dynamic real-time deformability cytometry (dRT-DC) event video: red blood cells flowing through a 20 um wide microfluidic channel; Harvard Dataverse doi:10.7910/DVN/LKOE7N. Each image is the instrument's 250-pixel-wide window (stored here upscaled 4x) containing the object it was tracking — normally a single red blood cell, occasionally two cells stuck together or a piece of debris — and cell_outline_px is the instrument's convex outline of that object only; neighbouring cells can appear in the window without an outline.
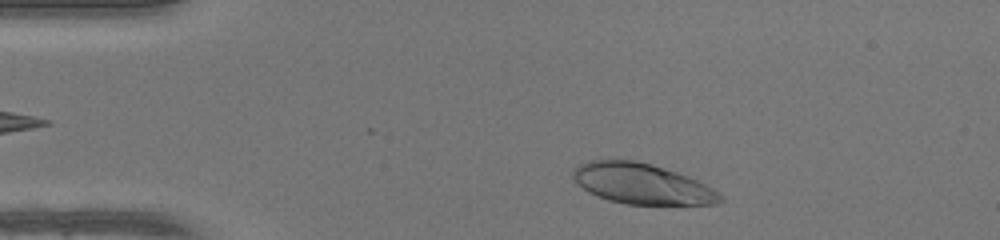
{"species": "human", "species_latin": "Homo sapiens", "temperature_condition": "warm", "stored_images_in_passage": 43, "camera_frame_rate_fps": 3000, "um_per_image_px": 0.085, "donor": {"sex": "female"}, "frame": {"image": 1, "passage_image": 3, "time_ms": 0.667, "image_size_px": [1000, 240], "cell_outline_px": [[724, 200], [716, 204], [628, 204], [608, 200], [588, 192], [576, 184], [572, 176], [572, 172], [580, 164], [588, 160], [636, 160], [652, 164], [688, 176], [712, 188], [724, 196]], "centroid_in_image_um": [54.55, 15.62], "position_along_channel_um": 30.5, "area_um2": 34.68}}
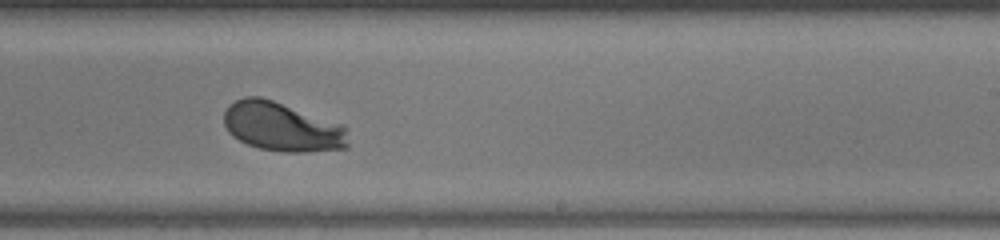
{"frame": {"image": 2, "passage_image": 24, "time_ms": 7.667, "image_size_px": [1000, 240], "cell_outline_px": [[348, 148], [308, 152], [284, 152], [260, 148], [248, 144], [232, 136], [228, 132], [224, 124], [224, 112], [228, 104], [244, 96], [260, 96], [344, 124], [348, 128]], "centroid_in_image_um": [24.0, 10.78], "position_along_channel_um": 265.0, "area_um2": 35.95}}
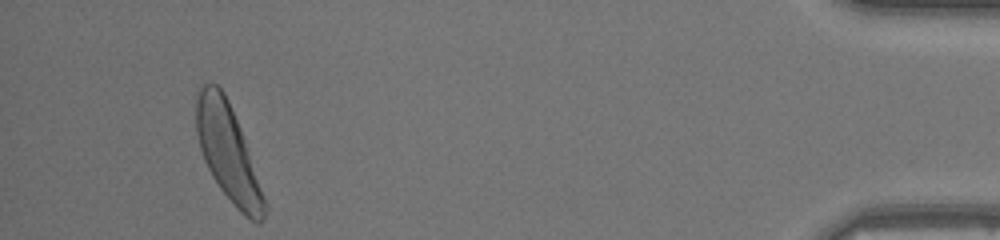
{"frame": {"image": 3, "passage_image": 40, "time_ms": 13.0, "image_size_px": [1000, 240], "cell_outline_px": [[268, 208], [264, 220], [260, 224], [256, 224], [244, 216], [236, 208], [220, 188], [212, 176], [204, 160], [200, 148], [196, 132], [196, 92], [204, 84], [216, 84], [224, 92], [228, 100], [240, 128], [268, 204]], "centroid_in_image_um": [19.4, 13.03], "position_along_channel_um": 415.8, "area_um2": 38.32}, "authors_computed_cell_mechanics": {"area_um2": 35.9516, "velocity_mm_per_s": 4.1841, "shape_relaxation_time_tau1_ms": 2.6014, "shape_relaxation_time_tau2_ms": null, "deformation_change_tau1": 0.1798, "deformation_change_tau2": null}}